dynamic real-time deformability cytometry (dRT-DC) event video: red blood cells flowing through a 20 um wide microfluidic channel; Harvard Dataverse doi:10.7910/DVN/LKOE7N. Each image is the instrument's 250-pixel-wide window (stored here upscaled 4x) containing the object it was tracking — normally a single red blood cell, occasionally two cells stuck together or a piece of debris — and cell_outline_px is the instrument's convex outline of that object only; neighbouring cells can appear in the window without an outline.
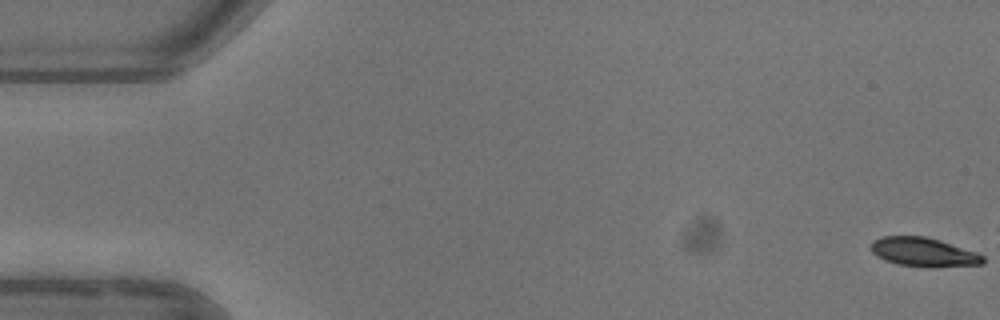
{"species": "common noctule bat (a hibernating species)", "species_latin": "Nyctalus noctula", "temperature_condition": "warm", "stored_images_in_passage": 5, "camera_frame_rate_fps": 3000, "um_per_image_px": 0.085, "animal": {"sex": "female"}, "frame": {"image": 1, "passage_image": 1, "time_ms": 0.0, "image_size_px": [1000, 320], "cell_outline_px": [[984, 264], [928, 268], [896, 264], [884, 260], [876, 256], [872, 252], [872, 240], [880, 236], [924, 236], [940, 240], [976, 252], [984, 256]], "centroid_in_image_um": [78.49, 21.44], "position_along_channel_um": 6.5, "area_um2": 19.13}}